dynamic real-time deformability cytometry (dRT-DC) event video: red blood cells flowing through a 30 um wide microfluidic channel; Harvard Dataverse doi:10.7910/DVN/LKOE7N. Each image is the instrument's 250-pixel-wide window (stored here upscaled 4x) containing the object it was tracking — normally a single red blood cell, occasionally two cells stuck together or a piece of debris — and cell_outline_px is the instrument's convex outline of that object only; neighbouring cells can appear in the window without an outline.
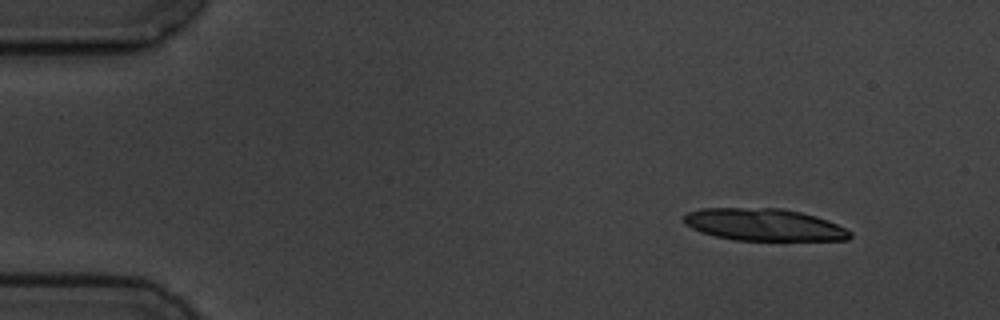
{"species": "common noctule bat (a hibernating species)", "species_latin": "Nyctalus noctula", "temperature_condition": "cold", "stored_images_in_passage": 6, "camera_frame_rate_fps": 3000, "um_per_image_px": 0.085, "animal": {"sex": "male", "body_mass_g": 19.5, "forearm_length_mm": 54.6}, "frame": {"image": 1, "passage_image": 2, "time_ms": 1.0, "image_size_px": [1000, 320], "cell_outline_px": [[852, 236], [848, 240], [732, 240], [700, 232], [684, 224], [684, 216], [688, 212], [700, 208], [780, 208], [800, 212], [816, 216], [828, 220], [852, 232]], "centroid_in_image_um": [64.93, 19.1], "position_along_channel_um": 20.1, "area_um2": 31.15}}